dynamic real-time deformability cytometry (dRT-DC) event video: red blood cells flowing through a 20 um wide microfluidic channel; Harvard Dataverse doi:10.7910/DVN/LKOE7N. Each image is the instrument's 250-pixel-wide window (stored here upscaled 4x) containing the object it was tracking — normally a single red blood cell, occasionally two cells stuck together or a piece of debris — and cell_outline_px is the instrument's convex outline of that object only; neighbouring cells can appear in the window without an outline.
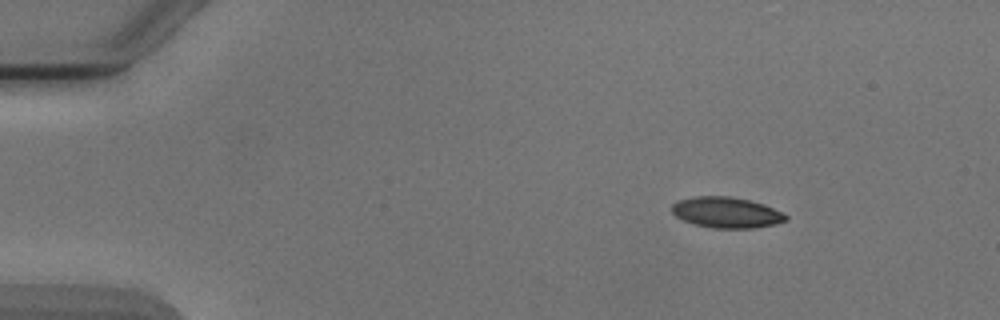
{"species": "Egyptian fruit bat (a non-hibernating species)", "species_latin": "Rousettus aegyptiacus", "temperature_condition": "cold", "stored_images_in_passage": 4, "camera_frame_rate_fps": 3000, "um_per_image_px": 0.085, "animal": {"sex": "male"}, "frame": {"image": 1, "passage_image": 1, "time_ms": 0.0, "image_size_px": [1000, 320], "cell_outline_px": [[788, 220], [776, 224], [752, 228], [712, 228], [692, 224], [676, 216], [672, 212], [672, 204], [676, 200], [692, 196], [728, 196], [748, 200], [764, 204], [788, 216]], "centroid_in_image_um": [61.71, 18.06], "position_along_channel_um": 23.3, "area_um2": 20.52}}
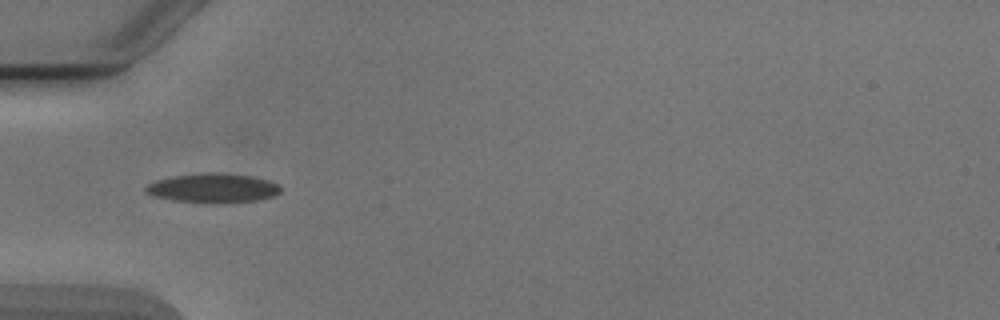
{"frame": {"image": 2, "passage_image": 4, "time_ms": 3.333, "image_size_px": [1000, 320], "cell_outline_px": [[280, 192], [276, 196], [256, 200], [224, 204], [208, 204], [172, 200], [156, 196], [144, 192], [144, 188], [148, 184], [156, 180], [176, 176], [204, 172], [216, 172], [252, 176], [268, 180], [280, 184]], "centroid_in_image_um": [18.13, 16.0], "position_along_channel_um": 66.9, "area_um2": 23.41}}